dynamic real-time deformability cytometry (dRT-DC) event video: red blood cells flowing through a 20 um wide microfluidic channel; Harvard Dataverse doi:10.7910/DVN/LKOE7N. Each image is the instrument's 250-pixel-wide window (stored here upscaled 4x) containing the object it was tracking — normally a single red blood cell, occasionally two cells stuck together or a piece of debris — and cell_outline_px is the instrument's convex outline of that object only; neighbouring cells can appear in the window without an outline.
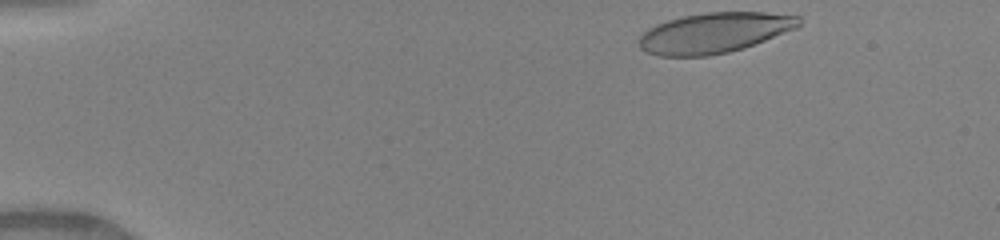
{"species": "human", "species_latin": "Homo sapiens", "temperature_condition": "warm", "stored_images_in_passage": 43, "camera_frame_rate_fps": 3000, "um_per_image_px": 0.085, "donor": {"sex": "female"}, "frame": {"image": 1, "passage_image": 1, "time_ms": 0.0, "image_size_px": [1000, 240], "cell_outline_px": [[800, 24], [796, 28], [744, 48], [728, 52], [708, 56], [660, 56], [648, 52], [640, 48], [640, 36], [648, 28], [656, 24], [668, 20], [684, 16], [708, 12], [764, 12], [800, 16]], "centroid_in_image_um": [60.72, 2.79], "position_along_channel_um": 24.3, "area_um2": 37.34}}
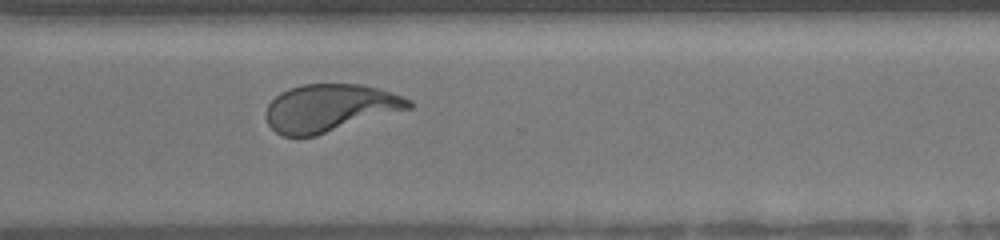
{"frame": {"image": 2, "passage_image": 31, "time_ms": 10.0, "image_size_px": [1000, 240], "cell_outline_px": [[412, 108], [316, 136], [284, 136], [276, 132], [268, 124], [264, 116], [264, 112], [268, 104], [280, 92], [288, 88], [304, 84], [360, 84], [380, 88], [412, 100]], "centroid_in_image_um": [28.02, 9.17], "position_along_channel_um": 342.6, "area_um2": 39.77}}
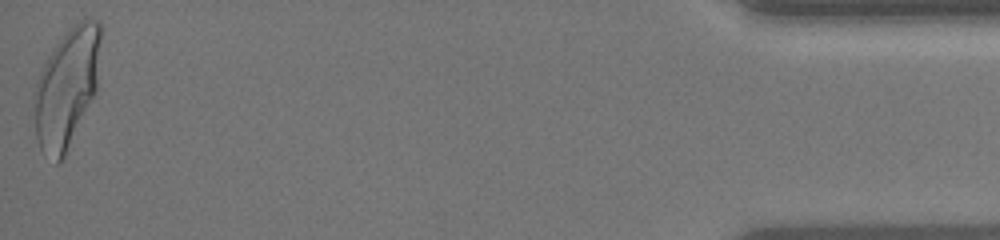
{"frame": {"image": 3, "passage_image": 43, "time_ms": 14.0, "image_size_px": [1000, 240], "cell_outline_px": [[104, 32], [96, 88], [64, 156], [60, 164], [56, 164], [40, 148], [36, 136], [32, 92], [40, 72], [48, 56], [56, 44], [84, 16], [100, 20]], "centroid_in_image_um": [5.69, 7.37], "position_along_channel_um": 429.5, "area_um2": 46.24}, "authors_computed_cell_mechanics": {"area_um2": 40.2288, "velocity_mm_per_s": 4.1498, "shape_relaxation_time_tau1_ms": 3.9389, "shape_relaxation_time_tau2_ms": null, "deformation_change_tau1": 0.2107, "deformation_change_tau2": null}}